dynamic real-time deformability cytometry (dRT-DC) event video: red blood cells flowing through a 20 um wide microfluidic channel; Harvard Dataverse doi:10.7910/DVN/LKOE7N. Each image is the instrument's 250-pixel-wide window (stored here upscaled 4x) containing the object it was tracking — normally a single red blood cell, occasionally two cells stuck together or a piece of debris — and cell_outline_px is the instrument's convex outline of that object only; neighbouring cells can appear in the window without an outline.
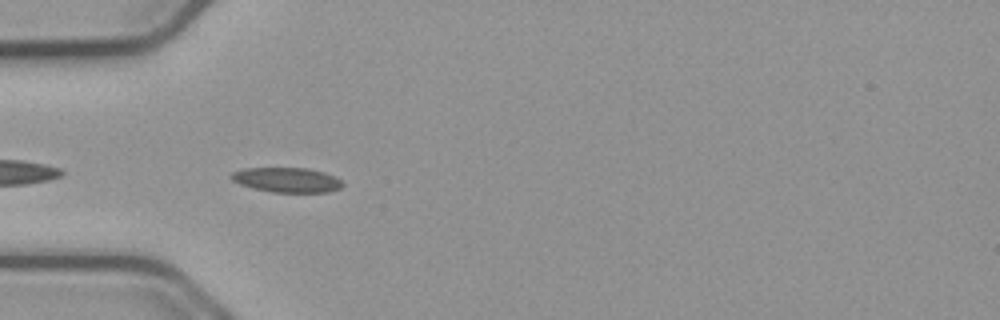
{"species": "common noctule bat (a hibernating species)", "species_latin": "Nyctalus noctula", "temperature_condition": "cold", "stored_images_in_passage": 40, "camera_frame_rate_fps": 3000, "um_per_image_px": 0.085, "animal": {"sex": "male", "body_mass_g": 23.1, "forearm_length_mm": 52.7}, "frame": {"image": 1, "passage_image": 2, "time_ms": 0.333, "image_size_px": [1000, 320], "cell_outline_px": [[344, 184], [340, 188], [328, 192], [272, 192], [252, 188], [240, 184], [232, 180], [228, 176], [232, 172], [244, 168], [308, 168], [324, 172], [340, 180]], "centroid_in_image_um": [24.35, 15.29], "position_along_channel_um": 60.7, "area_um2": 16.07}}
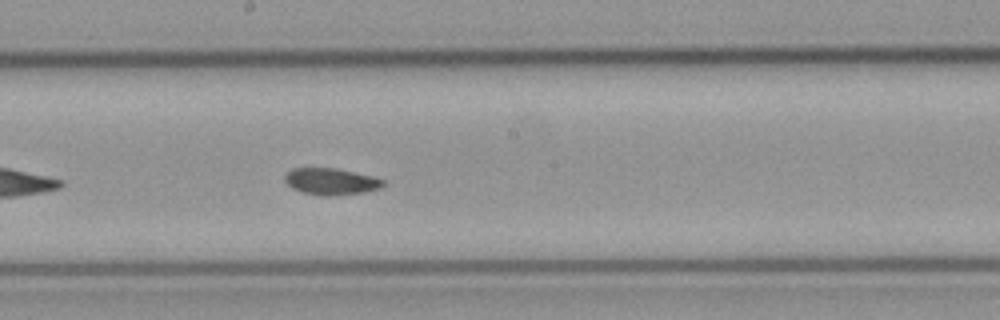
{"frame": {"image": 2, "passage_image": 15, "time_ms": 4.667, "image_size_px": [1000, 320], "cell_outline_px": [[384, 184], [380, 188], [364, 192], [336, 196], [320, 196], [304, 192], [292, 188], [284, 180], [284, 176], [292, 168], [332, 168], [372, 176], [384, 180]], "centroid_in_image_um": [28.12, 15.44], "position_along_channel_um": 220.1, "area_um2": 15.14}}
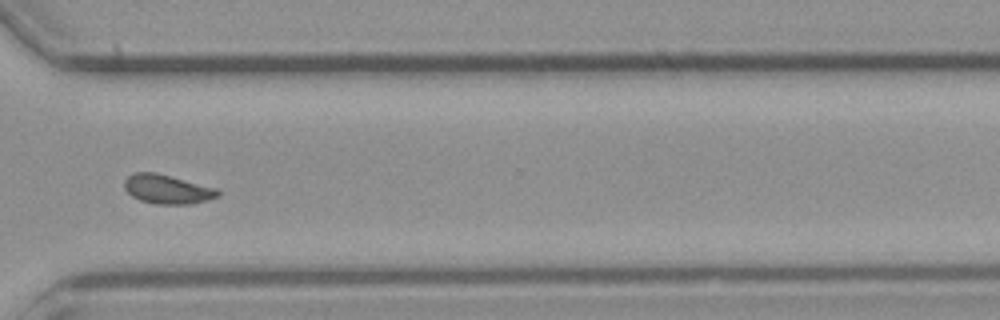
{"frame": {"image": 3, "passage_image": 26, "time_ms": 8.333, "image_size_px": [1000, 320], "cell_outline_px": [[220, 196], [208, 200], [192, 204], [156, 204], [140, 200], [132, 196], [124, 188], [124, 180], [128, 176], [136, 172], [156, 172], [216, 188], [220, 192]], "centroid_in_image_um": [14.22, 16.09], "position_along_channel_um": 356.4, "area_um2": 15.9}, "authors_computed_cell_mechanics": {"area_um2": 15.2881, "velocity_mm_per_s": 3.7272, "shape_relaxation_time_tau1_ms": null, "shape_relaxation_time_tau2_ms": 3.066, "deformation_change_tau1": null, "deformation_change_tau2": 0.0638}}